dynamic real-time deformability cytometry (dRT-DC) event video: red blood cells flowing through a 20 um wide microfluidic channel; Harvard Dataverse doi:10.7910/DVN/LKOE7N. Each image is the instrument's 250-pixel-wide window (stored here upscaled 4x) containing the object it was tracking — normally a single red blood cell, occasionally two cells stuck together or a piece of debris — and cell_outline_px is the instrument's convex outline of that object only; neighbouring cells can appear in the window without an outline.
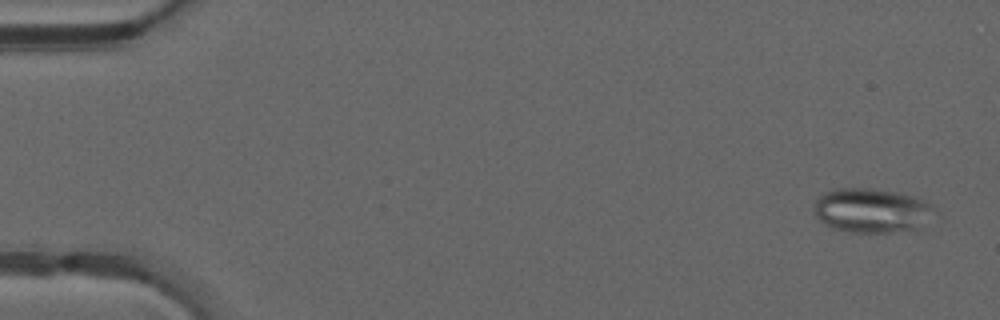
{"species": "common noctule bat (a hibernating species)", "species_latin": "Nyctalus noctula", "temperature_condition": "warm", "stored_images_in_passage": 44, "camera_frame_rate_fps": 3000, "um_per_image_px": 0.085, "animal": {"sex": "male", "forearm_length_mm": 52.5}, "frame": {"image": 1, "passage_image": 3, "time_ms": 0.667, "image_size_px": [1000, 320], "cell_outline_px": [[940, 216], [920, 228], [892, 232], [852, 232], [832, 228], [824, 224], [816, 216], [816, 200], [824, 192], [832, 188], [872, 188], [896, 192], [920, 200], [928, 204], [940, 212]], "centroid_in_image_um": [74.16, 17.9], "position_along_channel_um": 10.8, "area_um2": 31.39}}
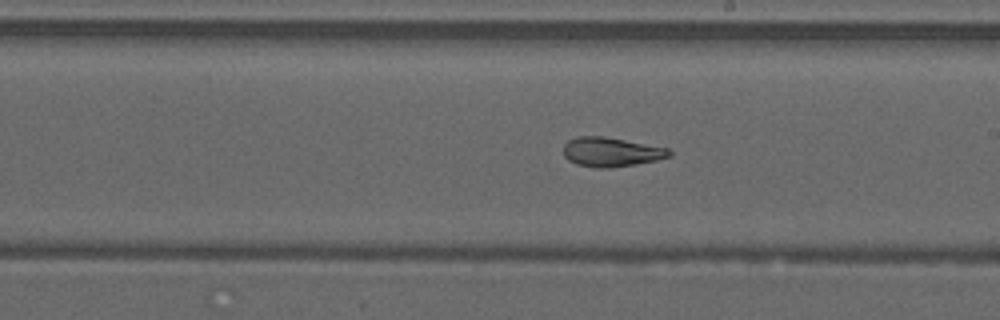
{"frame": {"image": 2, "passage_image": 29, "time_ms": 9.333, "image_size_px": [1000, 320], "cell_outline_px": [[672, 156], [656, 160], [636, 164], [608, 168], [596, 168], [576, 164], [568, 160], [564, 156], [564, 144], [568, 140], [576, 136], [604, 136], [668, 148], [672, 152]], "centroid_in_image_um": [51.93, 12.92], "position_along_channel_um": 237.1, "area_um2": 18.15}}
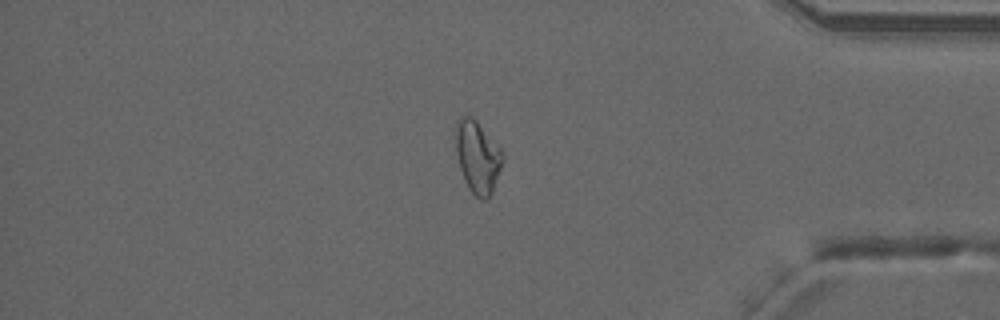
{"frame": {"image": 3, "passage_image": 42, "time_ms": 13.667, "image_size_px": [1000, 320], "cell_outline_px": [[504, 160], [492, 192], [488, 200], [480, 200], [468, 188], [464, 180], [460, 168], [456, 152], [456, 128], [460, 116], [472, 116], [476, 120], [504, 152]], "centroid_in_image_um": [40.62, 13.36], "position_along_channel_um": 394.6, "area_um2": 19.77}}